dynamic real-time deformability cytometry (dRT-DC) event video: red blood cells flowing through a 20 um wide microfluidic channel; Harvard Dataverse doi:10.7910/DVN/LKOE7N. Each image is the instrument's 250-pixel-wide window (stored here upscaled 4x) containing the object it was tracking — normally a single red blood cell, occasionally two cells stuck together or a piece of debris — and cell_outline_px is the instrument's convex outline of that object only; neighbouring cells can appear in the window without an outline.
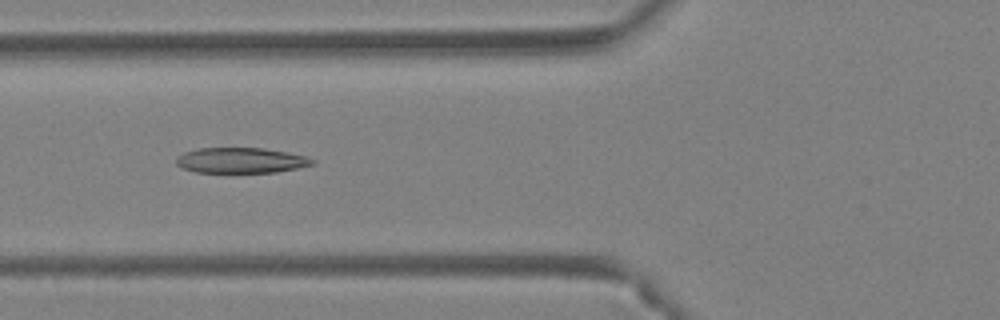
{"species": "Egyptian fruit bat (a non-hibernating species)", "species_latin": "Rousettus aegyptiacus", "temperature_condition": "warm", "stored_images_in_passage": 42, "camera_frame_rate_fps": 3000, "um_per_image_px": 0.085, "animal": {"sex": "female"}, "frame": {"image": 1, "passage_image": 14, "time_ms": 4.333, "image_size_px": [1000, 320], "cell_outline_px": [[316, 164], [276, 172], [196, 172], [180, 168], [176, 164], [176, 156], [184, 152], [200, 148], [264, 148], [288, 152], [304, 156], [316, 160]], "centroid_in_image_um": [20.46, 13.63], "position_along_channel_um": 105.3, "area_um2": 20.23}}
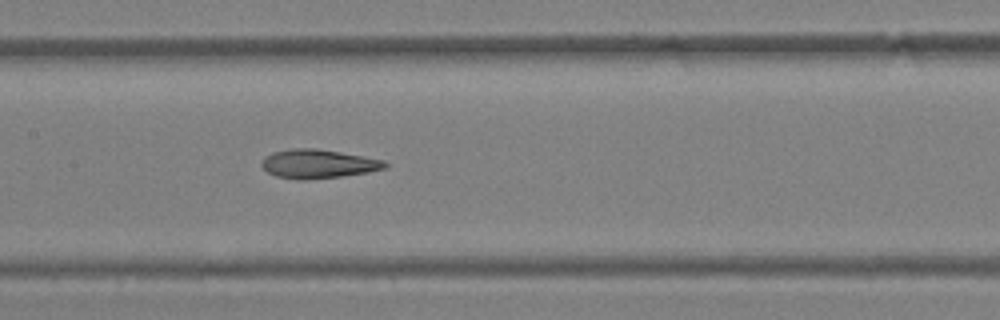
{"frame": {"image": 2, "passage_image": 19, "time_ms": 6.0, "image_size_px": [1000, 320], "cell_outline_px": [[388, 168], [368, 172], [340, 176], [304, 180], [296, 180], [276, 176], [268, 172], [260, 164], [264, 156], [272, 152], [292, 148], [316, 148], [340, 152], [384, 160], [388, 164]], "centroid_in_image_um": [27.02, 13.92], "position_along_channel_um": 180.4, "area_um2": 20.81}}
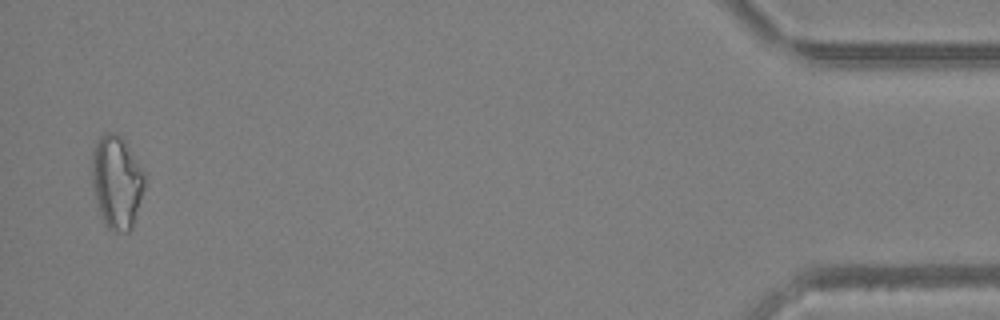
{"frame": {"image": 3, "passage_image": 41, "time_ms": 13.333, "image_size_px": [1000, 320], "cell_outline_px": [[144, 188], [132, 228], [128, 232], [116, 232], [108, 228], [104, 224], [100, 216], [92, 184], [92, 152], [100, 136], [108, 132], [116, 132], [124, 140], [144, 172]], "centroid_in_image_um": [9.91, 15.49], "position_along_channel_um": 425.3, "area_um2": 28.44}, "authors_computed_cell_mechanics": {"area_um2": 22.0218, "velocity_mm_per_s": 4.4901, "shape_relaxation_time_tau1_ms": null, "shape_relaxation_time_tau2_ms": 2.214, "deformation_change_tau1": null, "deformation_change_tau2": 0.1063}}